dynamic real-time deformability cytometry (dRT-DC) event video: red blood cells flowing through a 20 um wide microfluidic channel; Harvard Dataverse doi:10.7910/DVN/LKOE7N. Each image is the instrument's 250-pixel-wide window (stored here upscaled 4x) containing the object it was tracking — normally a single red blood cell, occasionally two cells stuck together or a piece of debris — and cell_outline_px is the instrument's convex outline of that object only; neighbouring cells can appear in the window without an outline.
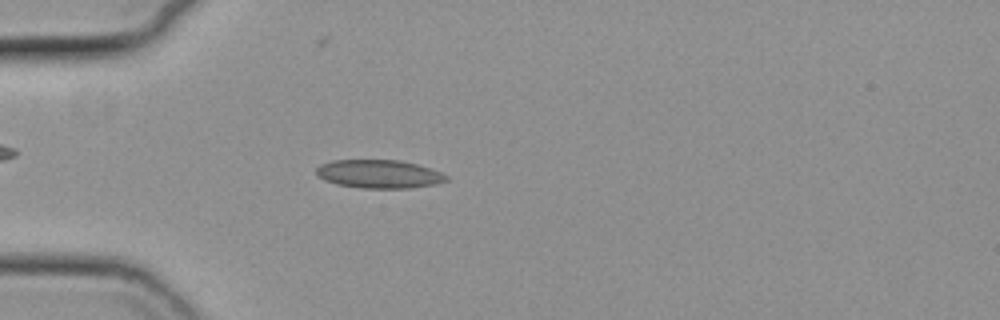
{"species": "common noctule bat (a hibernating species)", "species_latin": "Nyctalus noctula", "temperature_condition": "cold", "stored_images_in_passage": 56, "camera_frame_rate_fps": 3000, "um_per_image_px": 0.085, "animal": {"sex": "female", "body_mass_g": 19.3, "forearm_length_mm": 54.1}, "frame": {"image": 1, "passage_image": 17, "time_ms": 5.333, "image_size_px": [1000, 320], "cell_outline_px": [[448, 180], [436, 184], [408, 188], [360, 188], [336, 184], [324, 180], [316, 176], [316, 168], [320, 164], [332, 160], [400, 160], [416, 164], [440, 172], [448, 176]], "centroid_in_image_um": [32.17, 14.79], "position_along_channel_um": 52.8, "area_um2": 21.56}}
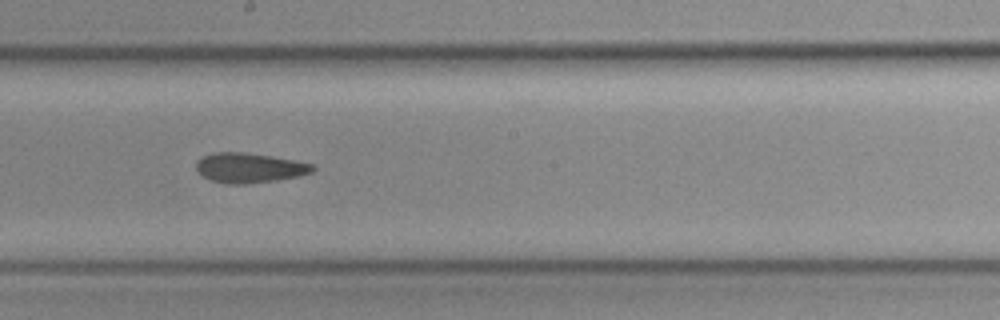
{"frame": {"image": 2, "passage_image": 32, "time_ms": 10.333, "image_size_px": [1000, 320], "cell_outline_px": [[316, 168], [312, 172], [300, 176], [276, 180], [244, 184], [228, 184], [212, 180], [204, 176], [196, 168], [196, 164], [204, 156], [212, 152], [240, 152], [268, 156], [292, 160], [312, 164]], "centroid_in_image_um": [21.21, 14.27], "position_along_channel_um": 227.0, "area_um2": 19.83}}
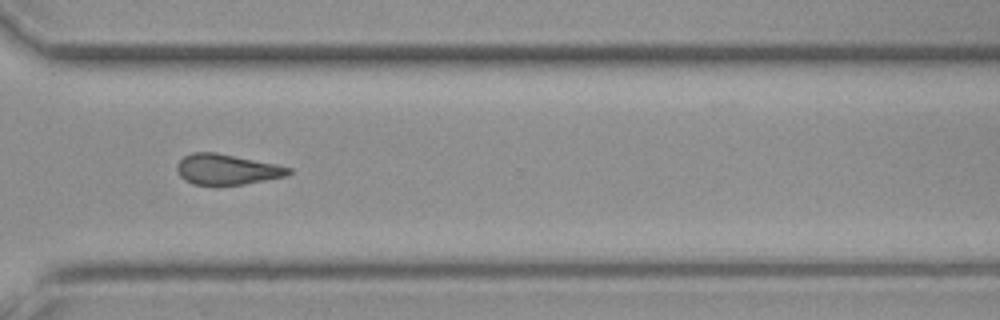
{"frame": {"image": 3, "passage_image": 42, "time_ms": 13.667, "image_size_px": [1000, 320], "cell_outline_px": [[292, 172], [288, 176], [244, 184], [192, 184], [180, 176], [176, 168], [176, 164], [184, 156], [192, 152], [216, 152], [276, 164], [292, 168]], "centroid_in_image_um": [19.3, 14.39], "position_along_channel_um": 351.3, "area_um2": 19.77}, "authors_computed_cell_mechanics": {"area_um2": 20.3456, "velocity_mm_per_s": 3.7205, "shape_relaxation_time_tau1_ms": 8.2404, "shape_relaxation_time_tau2_ms": 3.688, "deformation_change_tau1": 0.1627, "deformation_change_tau2": 0.122}}